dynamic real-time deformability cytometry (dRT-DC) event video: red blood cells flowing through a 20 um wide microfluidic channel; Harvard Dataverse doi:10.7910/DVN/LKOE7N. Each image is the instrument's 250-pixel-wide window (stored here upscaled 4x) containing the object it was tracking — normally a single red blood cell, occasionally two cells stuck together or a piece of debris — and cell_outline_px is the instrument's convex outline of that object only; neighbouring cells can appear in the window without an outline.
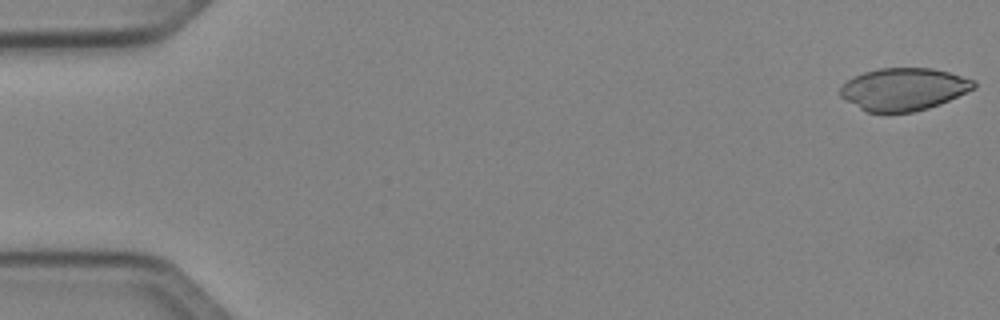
{"species": "Egyptian fruit bat (a non-hibernating species)", "species_latin": "Rousettus aegyptiacus", "temperature_condition": "cold", "stored_images_in_passage": 50, "camera_frame_rate_fps": 3000, "um_per_image_px": 0.085, "animal": {"sex": "female"}, "frame": {"image": 1, "passage_image": 1, "time_ms": 0.0, "image_size_px": [1000, 320], "cell_outline_px": [[976, 88], [940, 104], [928, 108], [912, 112], [868, 112], [860, 108], [840, 96], [840, 88], [848, 80], [864, 72], [880, 68], [932, 68], [948, 72], [976, 80]], "centroid_in_image_um": [76.85, 7.58], "position_along_channel_um": 8.1, "area_um2": 32.83}}
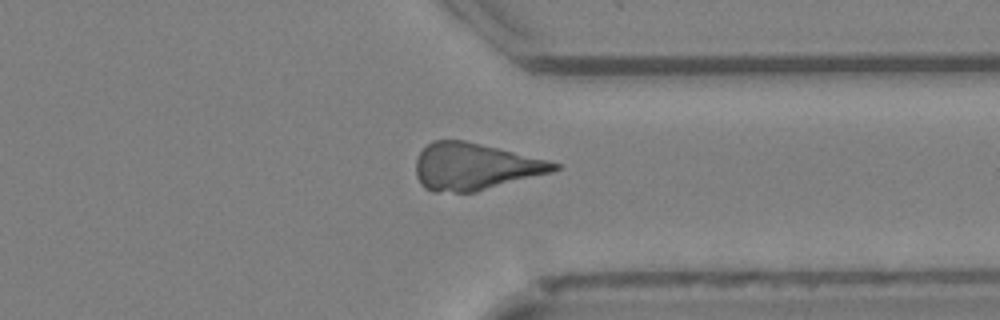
{"frame": {"image": 2, "passage_image": 39, "time_ms": 12.667, "image_size_px": [1000, 320], "cell_outline_px": [[560, 168], [552, 172], [476, 192], [432, 192], [424, 188], [420, 184], [416, 176], [416, 160], [420, 152], [432, 140], [464, 140], [548, 160], [560, 164]], "centroid_in_image_um": [40.33, 14.17], "position_along_channel_um": 371.1, "area_um2": 37.74}}
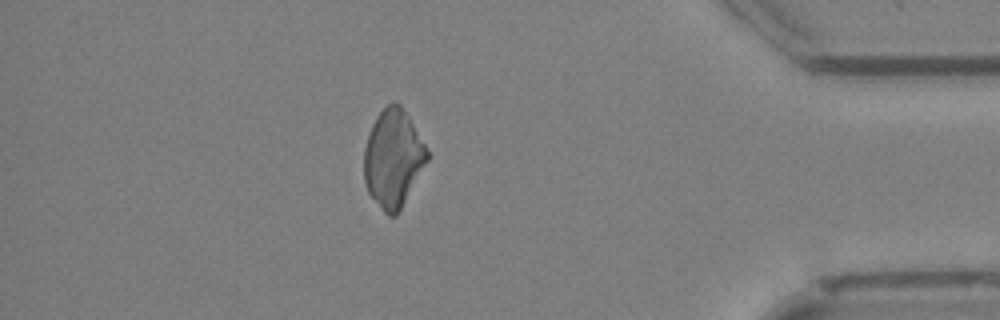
{"frame": {"image": 3, "passage_image": 44, "time_ms": 14.333, "image_size_px": [1000, 320], "cell_outline_px": [[428, 160], [396, 216], [388, 216], [384, 212], [368, 192], [364, 180], [364, 148], [372, 124], [376, 116], [388, 104], [400, 104], [408, 116], [424, 144], [428, 152]], "centroid_in_image_um": [33.39, 13.48], "position_along_channel_um": 401.8, "area_um2": 35.32}}